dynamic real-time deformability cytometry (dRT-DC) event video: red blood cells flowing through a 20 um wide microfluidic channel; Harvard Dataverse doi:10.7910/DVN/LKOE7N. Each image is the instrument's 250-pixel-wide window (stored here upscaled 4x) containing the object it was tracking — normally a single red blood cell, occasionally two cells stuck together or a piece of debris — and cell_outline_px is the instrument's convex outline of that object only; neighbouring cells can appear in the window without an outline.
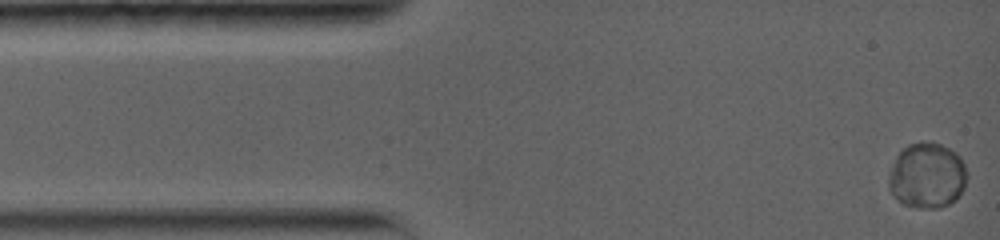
{"species": "common noctule bat (a hibernating species)", "species_latin": "Nyctalus noctula", "temperature_condition": "warm", "stored_images_in_passage": 13, "camera_frame_rate_fps": 5000, "um_per_image_px": 0.085, "animal": {"sex": "female", "body_mass_g": 19.0, "forearm_length_mm": 56.7}, "frame": {"image": 1, "passage_image": 1, "time_ms": 0.0, "image_size_px": [1000, 240], "cell_outline_px": [[964, 188], [956, 200], [948, 204], [936, 208], [916, 208], [904, 204], [888, 188], [888, 176], [896, 156], [908, 144], [940, 144], [956, 152], [960, 156], [964, 164]], "centroid_in_image_um": [78.79, 14.95], "position_along_channel_um": 6.2, "area_um2": 29.25}}